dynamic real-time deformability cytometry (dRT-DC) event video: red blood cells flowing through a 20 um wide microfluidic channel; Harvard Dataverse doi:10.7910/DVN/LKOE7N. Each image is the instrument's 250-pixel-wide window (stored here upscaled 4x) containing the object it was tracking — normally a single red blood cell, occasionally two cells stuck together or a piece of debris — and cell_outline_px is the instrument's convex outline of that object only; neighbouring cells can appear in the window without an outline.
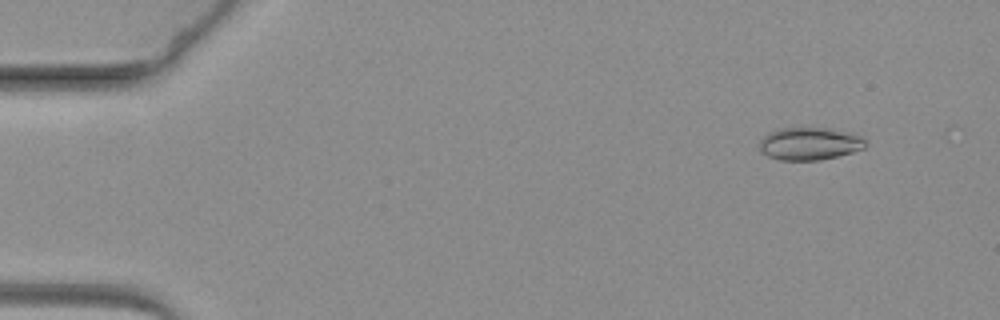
{"species": "common noctule bat (a hibernating species)", "species_latin": "Nyctalus noctula", "temperature_condition": "warm", "stored_images_in_passage": 18, "camera_frame_rate_fps": 3000, "um_per_image_px": 0.085, "animal": {"sex": "female", "body_mass_g": 19.3, "forearm_length_mm": 54.1}, "frame": {"image": 1, "passage_image": 6, "time_ms": 1.667, "image_size_px": [1000, 320], "cell_outline_px": [[868, 144], [864, 148], [852, 152], [820, 160], [780, 160], [768, 156], [760, 152], [760, 140], [768, 132], [780, 128], [832, 128], [852, 132], [864, 136]], "centroid_in_image_um": [68.86, 12.2], "position_along_channel_um": 16.1, "area_um2": 20.46}}